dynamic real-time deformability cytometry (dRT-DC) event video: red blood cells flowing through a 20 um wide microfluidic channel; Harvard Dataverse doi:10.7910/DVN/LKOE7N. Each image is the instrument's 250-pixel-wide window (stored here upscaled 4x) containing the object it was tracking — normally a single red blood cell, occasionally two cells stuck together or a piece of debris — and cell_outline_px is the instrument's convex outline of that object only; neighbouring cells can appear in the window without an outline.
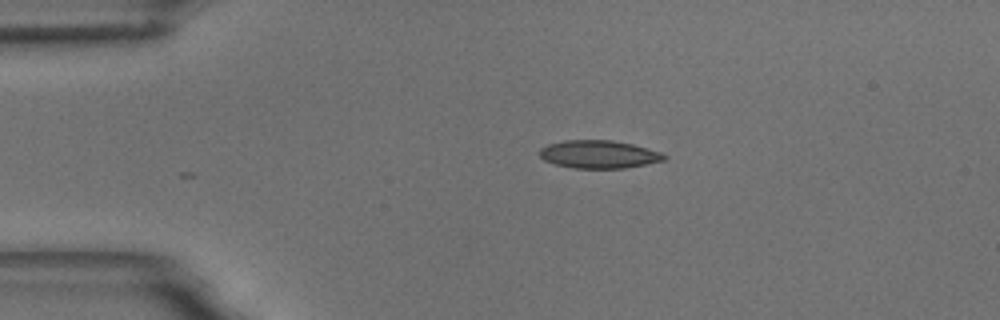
{"species": "common noctule bat (a hibernating species)", "species_latin": "Nyctalus noctula", "temperature_condition": "room temperature", "stored_images_in_passage": 2, "camera_frame_rate_fps": 3000, "um_per_image_px": 0.085, "animal": {"sex": "male", "body_mass_g": 18.8}, "frame": {"image": 1, "passage_image": 1, "time_ms": 0.0, "image_size_px": [1000, 320], "cell_outline_px": [[668, 156], [664, 160], [624, 168], [572, 168], [556, 164], [544, 160], [540, 156], [540, 148], [548, 144], [564, 140], [612, 140], [632, 144], [660, 152]], "centroid_in_image_um": [50.88, 13.11], "position_along_channel_um": 34.1, "area_um2": 20.11}}